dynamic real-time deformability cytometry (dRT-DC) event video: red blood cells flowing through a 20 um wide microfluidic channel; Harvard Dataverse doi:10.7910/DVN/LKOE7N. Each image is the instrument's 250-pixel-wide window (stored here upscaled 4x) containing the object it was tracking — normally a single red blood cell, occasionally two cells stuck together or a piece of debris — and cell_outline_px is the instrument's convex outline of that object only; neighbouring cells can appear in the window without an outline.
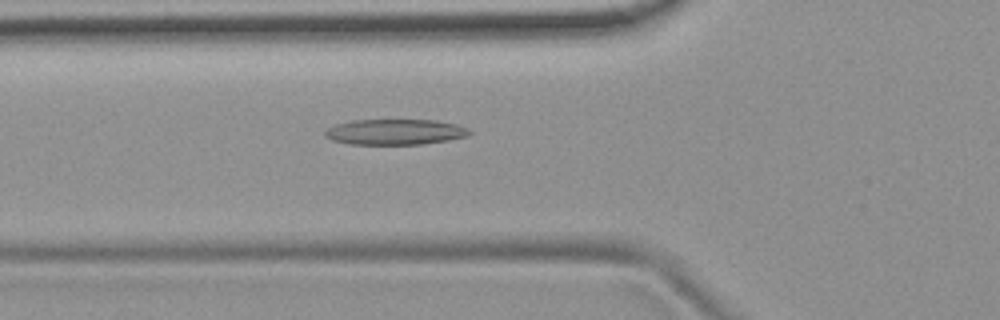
{"species": "common noctule bat (a hibernating species)", "species_latin": "Nyctalus noctula", "temperature_condition": "room temperature", "stored_images_in_passage": 34, "camera_frame_rate_fps": 3000, "um_per_image_px": 0.085, "animal": {"sex": "female", "body_mass_g": 19.9}, "frame": {"image": 1, "passage_image": 7, "time_ms": 2.0, "image_size_px": [1000, 320], "cell_outline_px": [[472, 132], [468, 136], [448, 140], [424, 144], [348, 144], [332, 140], [324, 136], [324, 132], [328, 128], [336, 124], [352, 120], [436, 120], [456, 124], [468, 128]], "centroid_in_image_um": [33.59, 11.21], "position_along_channel_um": 92.2, "area_um2": 21.62}}
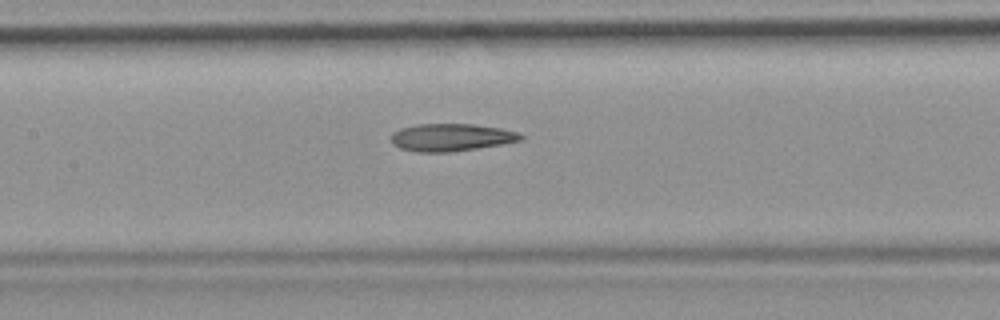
{"frame": {"image": 2, "passage_image": 13, "time_ms": 4.0, "image_size_px": [1000, 320], "cell_outline_px": [[524, 140], [476, 148], [448, 152], [420, 152], [400, 148], [392, 144], [392, 132], [400, 128], [416, 124], [472, 124], [500, 128], [516, 132], [524, 136]], "centroid_in_image_um": [38.33, 11.67], "position_along_channel_um": 169.1, "area_um2": 20.63}}
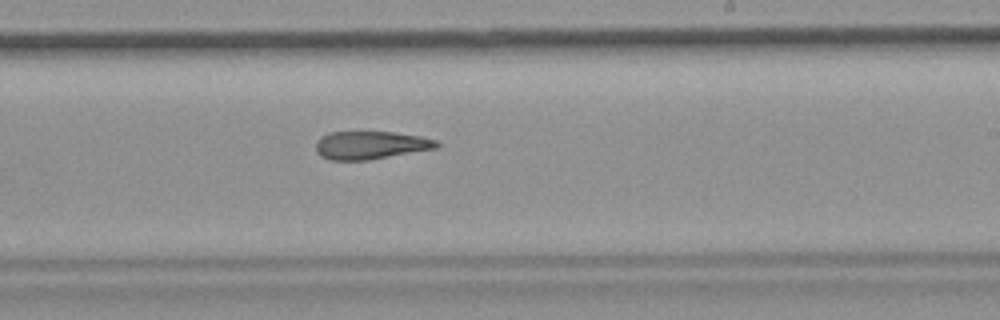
{"frame": {"image": 3, "passage_image": 20, "time_ms": 6.333, "image_size_px": [1000, 320], "cell_outline_px": [[440, 144], [436, 148], [368, 160], [328, 160], [320, 156], [316, 152], [316, 140], [320, 136], [328, 132], [396, 132], [420, 136], [436, 140]], "centroid_in_image_um": [31.45, 12.33], "position_along_channel_um": 257.6, "area_um2": 19.83}, "authors_computed_cell_mechanics": {"area_um2": 20.4901, "velocity_mm_per_s": 3.8165, "shape_relaxation_time_tau1_ms": null, "shape_relaxation_time_tau2_ms": 5.8998, "deformation_change_tau1": null, "deformation_change_tau2": 0.1852}}